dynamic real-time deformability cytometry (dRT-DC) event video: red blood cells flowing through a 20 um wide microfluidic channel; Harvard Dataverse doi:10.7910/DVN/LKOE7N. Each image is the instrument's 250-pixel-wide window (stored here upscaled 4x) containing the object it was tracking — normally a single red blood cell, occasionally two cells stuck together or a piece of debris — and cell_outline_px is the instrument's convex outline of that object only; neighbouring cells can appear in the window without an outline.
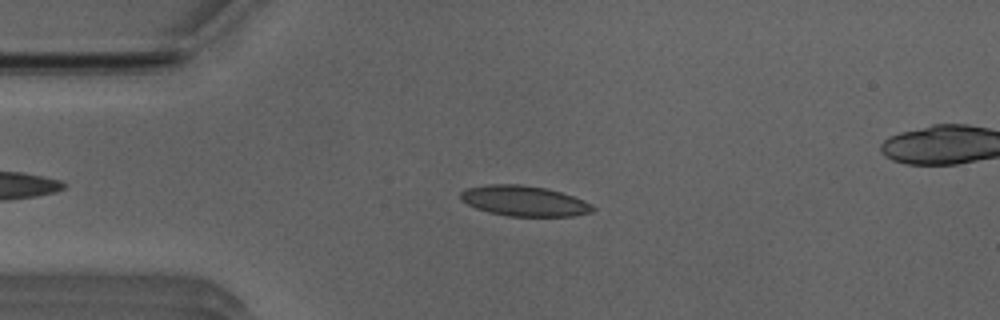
{"species": "Egyptian fruit bat (a non-hibernating species)", "species_latin": "Rousettus aegyptiacus", "temperature_condition": "room temperature", "stored_images_in_passage": 46, "camera_frame_rate_fps": 3000, "um_per_image_px": 0.085, "animal": {"sex": "male"}, "frame": {"image": 1, "passage_image": 11, "time_ms": 3.333, "image_size_px": [1000, 320], "cell_outline_px": [[596, 208], [592, 212], [576, 216], [508, 216], [488, 212], [476, 208], [460, 200], [460, 192], [468, 188], [488, 184], [520, 184], [544, 188], [560, 192], [584, 200], [592, 204]], "centroid_in_image_um": [44.56, 17.08], "position_along_channel_um": 40.4, "area_um2": 23.41}}
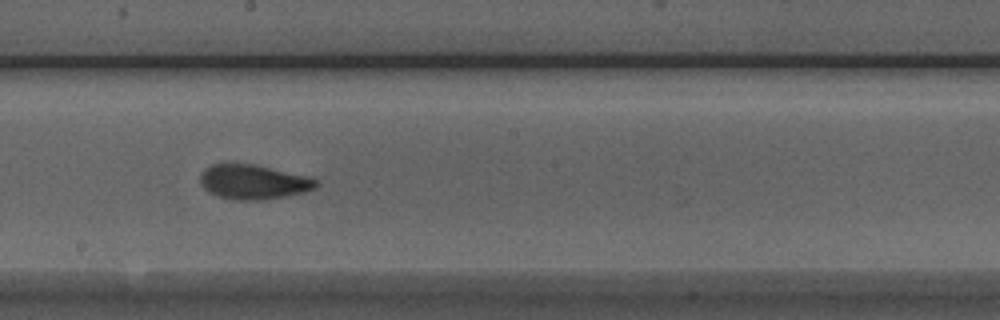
{"frame": {"image": 2, "passage_image": 27, "time_ms": 8.667, "image_size_px": [1000, 320], "cell_outline_px": [[320, 184], [316, 188], [304, 192], [284, 196], [260, 200], [236, 200], [216, 196], [208, 192], [200, 184], [200, 172], [204, 168], [212, 164], [224, 160], [252, 164], [308, 176], [316, 180]], "centroid_in_image_um": [21.46, 15.43], "position_along_channel_um": 226.7, "area_um2": 23.93}}
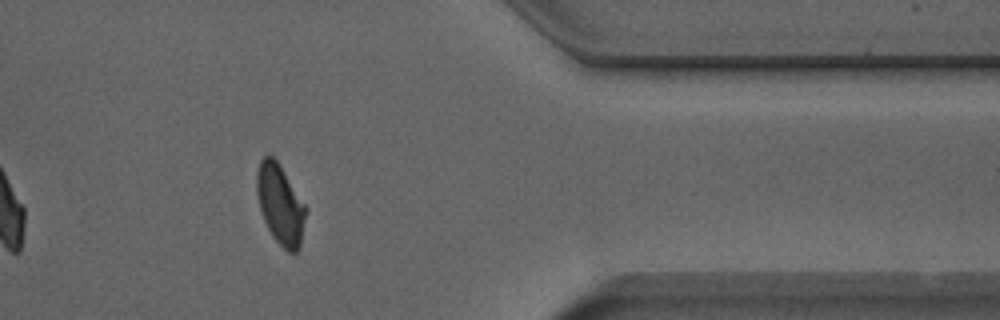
{"frame": {"image": 3, "passage_image": 41, "time_ms": 13.333, "image_size_px": [1000, 320], "cell_outline_px": [[308, 208], [300, 244], [296, 252], [288, 252], [272, 236], [264, 220], [260, 208], [256, 192], [256, 172], [260, 160], [264, 156], [272, 156], [276, 160]], "centroid_in_image_um": [23.82, 17.37], "position_along_channel_um": 387.6, "area_um2": 22.66}, "authors_computed_cell_mechanics": {"area_um2": 23.2356, "velocity_mm_per_s": 3.9201, "shape_relaxation_time_tau1_ms": 4.3005, "shape_relaxation_time_tau2_ms": 1.1215, "deformation_change_tau1": 0.1383, "deformation_change_tau2": 0.0599}}